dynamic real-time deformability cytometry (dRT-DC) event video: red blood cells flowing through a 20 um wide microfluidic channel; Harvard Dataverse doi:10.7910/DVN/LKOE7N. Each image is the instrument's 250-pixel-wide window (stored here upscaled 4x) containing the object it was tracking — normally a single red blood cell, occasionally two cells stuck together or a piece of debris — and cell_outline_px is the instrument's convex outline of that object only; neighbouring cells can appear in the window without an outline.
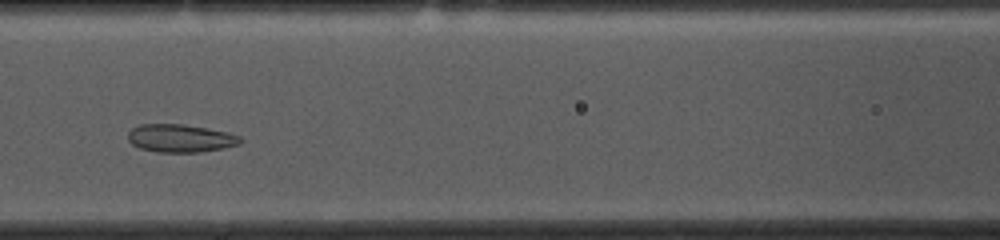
{"species": "common noctule bat (a hibernating species)", "species_latin": "Nyctalus noctula", "temperature_condition": "cold", "stored_images_in_passage": 39, "camera_frame_rate_fps": 3000, "um_per_image_px": 0.085, "animal": {"sex": "female", "body_mass_g": 10.0, "forearm_length_mm": 53.1}, "frame": {"image": 1, "passage_image": 17, "time_ms": 5.333, "image_size_px": [1000, 240], "cell_outline_px": [[244, 140], [240, 144], [224, 148], [200, 152], [156, 152], [140, 148], [132, 144], [128, 140], [128, 132], [132, 128], [140, 124], [184, 124], [208, 128], [228, 132], [240, 136]], "centroid_in_image_um": [15.36, 11.75], "position_along_channel_um": 151.2, "area_um2": 18.5}}
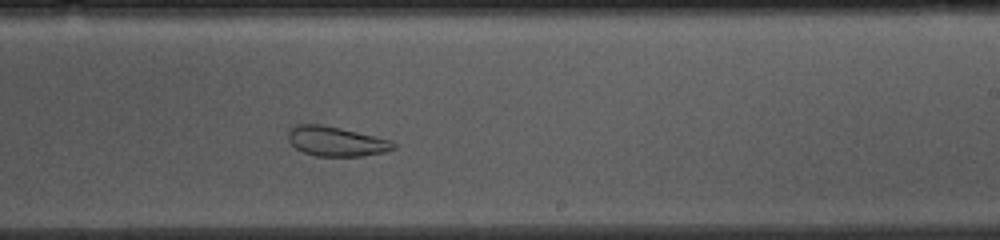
{"frame": {"image": 2, "passage_image": 26, "time_ms": 8.333, "image_size_px": [1000, 240], "cell_outline_px": [[396, 148], [384, 152], [364, 156], [316, 156], [304, 152], [296, 148], [288, 140], [288, 128], [296, 124], [320, 124], [340, 128], [392, 140], [396, 144]], "centroid_in_image_um": [28.57, 12.01], "position_along_channel_um": 260.4, "area_um2": 18.26}}
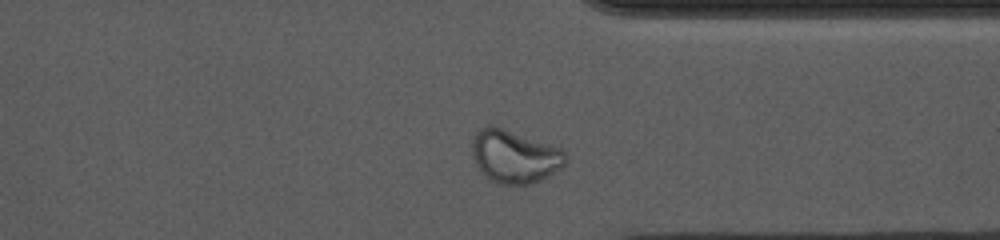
{"frame": {"image": 3, "passage_image": 35, "time_ms": 11.333, "image_size_px": [1000, 240], "cell_outline_px": [[564, 164], [560, 168], [548, 176], [540, 180], [528, 184], [500, 184], [492, 180], [480, 172], [472, 156], [472, 140], [476, 132], [480, 128], [488, 124], [560, 148], [564, 152]], "centroid_in_image_um": [43.68, 13.31], "position_along_channel_um": 367.7, "area_um2": 28.21}, "authors_computed_cell_mechanics": {"area_um2": 21.2704, "velocity_mm_per_s": 3.6485, "shape_relaxation_time_tau1_ms": null, "shape_relaxation_time_tau2_ms": 0.9345, "deformation_change_tau1": null, "deformation_change_tau2": 0.0603}}